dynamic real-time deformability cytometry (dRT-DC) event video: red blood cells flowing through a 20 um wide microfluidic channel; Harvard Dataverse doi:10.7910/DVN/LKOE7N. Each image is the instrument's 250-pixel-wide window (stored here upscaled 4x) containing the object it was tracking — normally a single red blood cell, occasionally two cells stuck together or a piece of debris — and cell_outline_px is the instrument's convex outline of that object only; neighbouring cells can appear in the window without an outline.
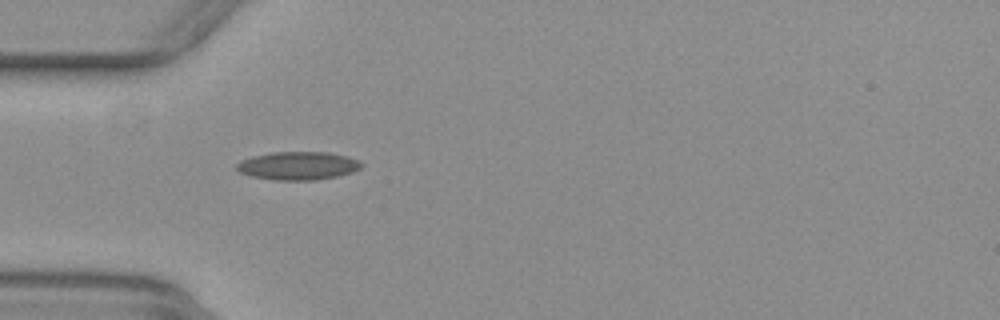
{"species": "common noctule bat (a hibernating species)", "species_latin": "Nyctalus noctula", "temperature_condition": "warm", "stored_images_in_passage": 48, "camera_frame_rate_fps": 3000, "um_per_image_px": 0.085, "animal": {"sex": "female", "body_mass_g": 29.2, "forearm_length_mm": 56.3}, "frame": {"image": 1, "passage_image": 11, "time_ms": 3.333, "image_size_px": [1000, 320], "cell_outline_px": [[364, 164], [360, 168], [352, 172], [336, 176], [316, 180], [272, 180], [252, 176], [240, 172], [236, 168], [236, 164], [240, 160], [252, 156], [272, 152], [328, 152], [348, 156], [360, 160]], "centroid_in_image_um": [25.34, 14.08], "position_along_channel_um": 59.7, "area_um2": 20.63}}
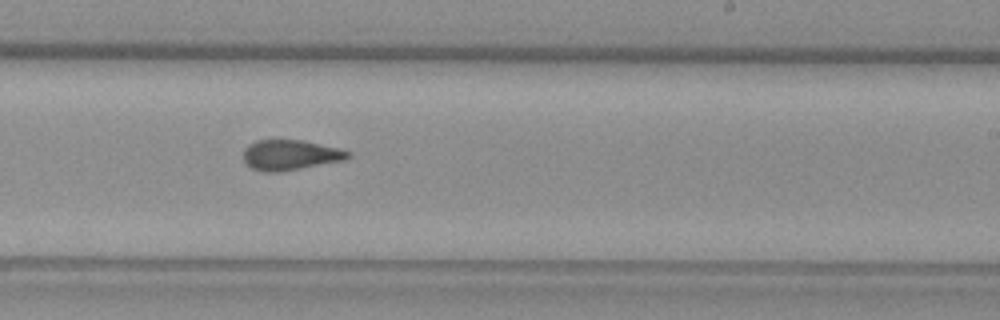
{"frame": {"image": 2, "passage_image": 27, "time_ms": 8.667, "image_size_px": [1000, 320], "cell_outline_px": [[352, 156], [344, 160], [280, 172], [264, 172], [252, 168], [244, 160], [244, 148], [248, 144], [256, 140], [304, 140], [340, 148], [352, 152]], "centroid_in_image_um": [24.7, 13.16], "position_along_channel_um": 264.3, "area_um2": 18.55}}
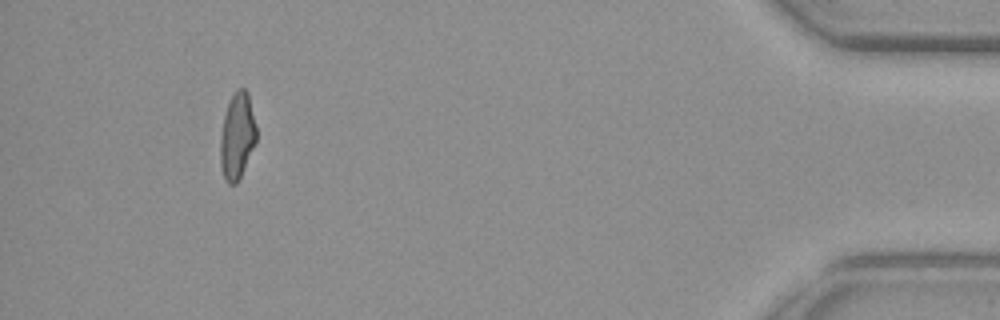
{"frame": {"image": 3, "passage_image": 44, "time_ms": 14.333, "image_size_px": [1000, 320], "cell_outline_px": [[256, 144], [236, 184], [228, 184], [224, 180], [220, 164], [220, 140], [224, 116], [228, 104], [236, 88], [244, 88], [248, 92], [256, 124]], "centroid_in_image_um": [20.16, 11.57], "position_along_channel_um": 415.0, "area_um2": 18.21}, "authors_computed_cell_mechanics": {"area_um2": 18.7272, "velocity_mm_per_s": 3.8963, "shape_relaxation_time_tau1_ms": 11.2763, "shape_relaxation_time_tau2_ms": 1.6731, "deformation_change_tau1": 0.2302, "deformation_change_tau2": 0.0731}}